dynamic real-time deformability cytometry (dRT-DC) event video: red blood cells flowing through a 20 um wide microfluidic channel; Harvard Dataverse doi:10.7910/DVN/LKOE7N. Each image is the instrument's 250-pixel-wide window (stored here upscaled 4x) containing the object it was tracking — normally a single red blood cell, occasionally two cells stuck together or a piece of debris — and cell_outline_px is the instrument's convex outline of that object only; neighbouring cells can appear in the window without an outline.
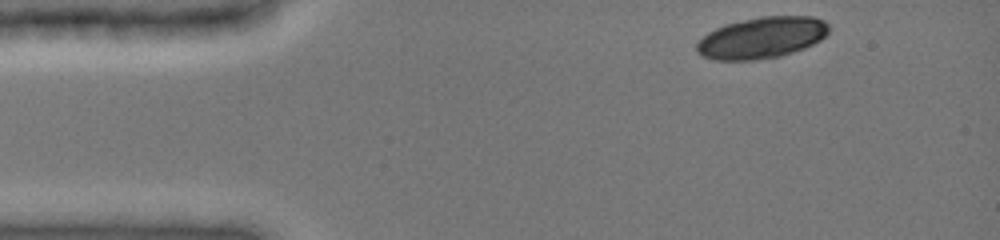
{"species": "common noctule bat (a hibernating species)", "species_latin": "Nyctalus noctula", "temperature_condition": "cold", "stored_images_in_passage": 33, "camera_frame_rate_fps": 3000, "um_per_image_px": 0.085, "animal": {"sex": "female", "body_mass_g": 19.0, "forearm_length_mm": 51.5}, "frame": {"image": 1, "passage_image": 1, "time_ms": 0.0, "image_size_px": [1000, 240], "cell_outline_px": [[828, 32], [820, 40], [804, 48], [780, 56], [756, 60], [716, 60], [704, 56], [696, 52], [696, 44], [708, 32], [724, 24], [760, 16], [812, 16], [824, 20], [828, 24]], "centroid_in_image_um": [64.74, 3.2], "position_along_channel_um": 20.3, "area_um2": 31.79}}